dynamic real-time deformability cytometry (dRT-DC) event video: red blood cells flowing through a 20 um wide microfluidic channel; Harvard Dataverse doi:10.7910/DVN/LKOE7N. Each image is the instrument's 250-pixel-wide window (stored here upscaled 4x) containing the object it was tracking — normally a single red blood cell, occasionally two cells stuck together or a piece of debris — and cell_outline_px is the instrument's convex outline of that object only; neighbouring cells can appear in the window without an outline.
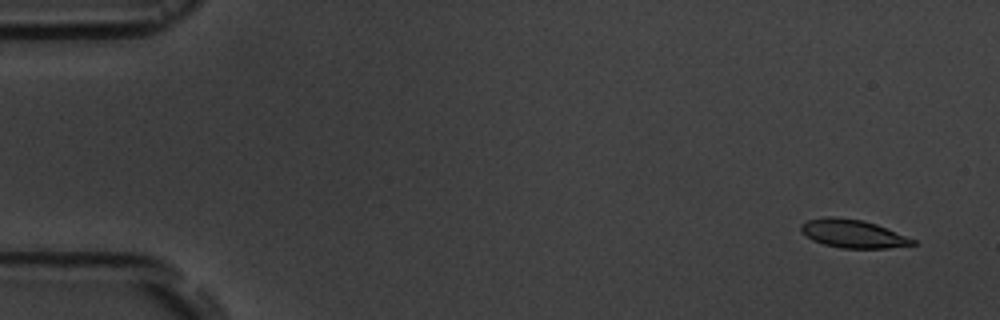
{"species": "common noctule bat (a hibernating species)", "species_latin": "Nyctalus noctula", "temperature_condition": "room temperature", "stored_images_in_passage": 4, "camera_frame_rate_fps": 3000, "um_per_image_px": 0.085, "animal": {"sex": "male", "body_mass_g": 19.5, "forearm_length_mm": 54.6}, "frame": {"image": 1, "passage_image": 1, "time_ms": 0.0, "image_size_px": [1000, 320], "cell_outline_px": [[916, 244], [888, 248], [840, 248], [824, 244], [812, 240], [800, 232], [800, 224], [808, 220], [828, 216], [860, 220], [876, 224], [916, 240]], "centroid_in_image_um": [72.46, 19.87], "position_along_channel_um": 12.5, "area_um2": 18.21}}
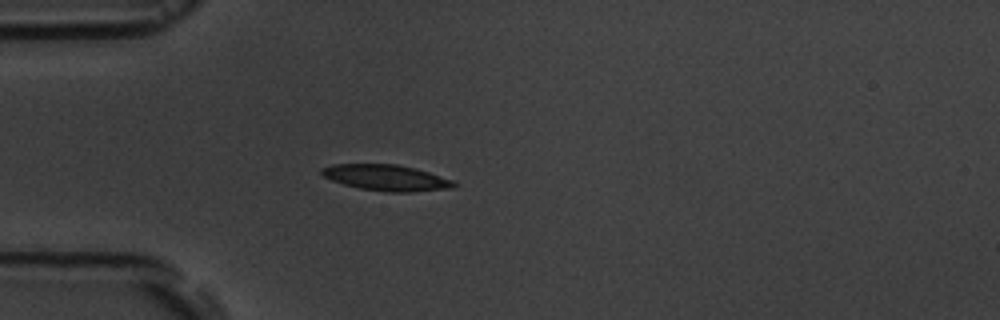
{"frame": {"image": 2, "passage_image": 4, "time_ms": 4.333, "image_size_px": [1000, 320], "cell_outline_px": [[456, 188], [412, 192], [388, 192], [360, 188], [344, 184], [332, 180], [324, 176], [320, 172], [320, 168], [332, 164], [396, 164], [428, 172], [456, 180]], "centroid_in_image_um": [32.87, 15.11], "position_along_channel_um": 52.1, "area_um2": 20.06}}